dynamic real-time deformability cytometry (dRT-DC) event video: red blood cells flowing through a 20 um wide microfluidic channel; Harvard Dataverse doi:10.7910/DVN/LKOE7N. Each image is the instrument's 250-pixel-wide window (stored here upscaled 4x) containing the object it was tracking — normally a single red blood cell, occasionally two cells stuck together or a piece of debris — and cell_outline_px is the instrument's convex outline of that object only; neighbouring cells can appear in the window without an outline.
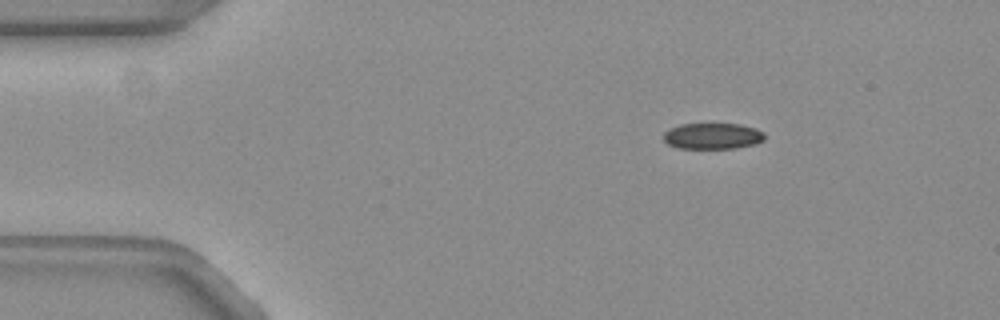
{"species": "common noctule bat (a hibernating species)", "species_latin": "Nyctalus noctula", "temperature_condition": "warm", "stored_images_in_passage": 47, "camera_frame_rate_fps": 3000, "um_per_image_px": 0.085, "animal": {"sex": "female", "body_mass_g": 19.3, "forearm_length_mm": 54.1}, "frame": {"image": 1, "passage_image": 1, "time_ms": 0.0, "image_size_px": [1000, 320], "cell_outline_px": [[764, 140], [752, 144], [732, 148], [680, 148], [668, 144], [664, 140], [664, 132], [668, 128], [680, 124], [740, 124], [756, 128], [764, 132]], "centroid_in_image_um": [60.55, 11.55], "position_along_channel_um": 24.5, "area_um2": 15.26}}
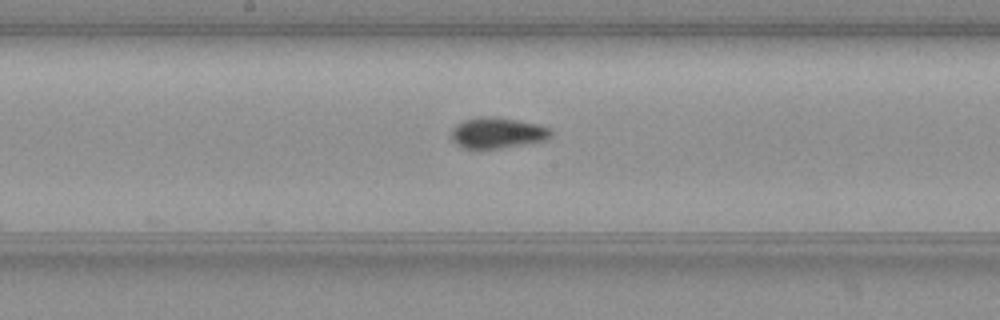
{"frame": {"image": 2, "passage_image": 21, "time_ms": 6.667, "image_size_px": [1000, 320], "cell_outline_px": [[552, 136], [544, 140], [500, 148], [464, 148], [456, 144], [452, 140], [452, 128], [456, 124], [464, 120], [476, 116], [492, 116], [516, 120], [536, 124], [548, 128], [552, 132]], "centroid_in_image_um": [42.23, 11.28], "position_along_channel_um": 206.0, "area_um2": 17.69}}
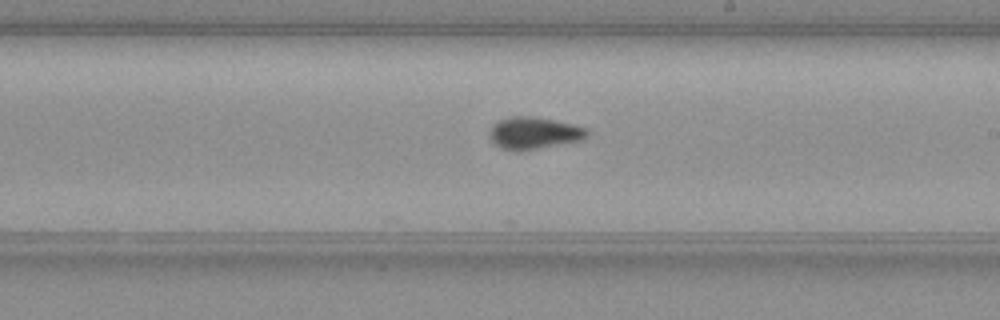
{"frame": {"image": 3, "passage_image": 24, "time_ms": 7.667, "image_size_px": [1000, 320], "cell_outline_px": [[588, 136], [580, 140], [520, 152], [516, 152], [500, 148], [492, 140], [492, 128], [500, 120], [508, 116], [528, 116], [552, 120], [588, 128]], "centroid_in_image_um": [45.4, 11.33], "position_along_channel_um": 243.6, "area_um2": 17.86}, "authors_computed_cell_mechanics": {"area_um2": 16.9354, "velocity_mm_per_s": 3.7797, "shape_relaxation_time_tau1_ms": null, "shape_relaxation_time_tau2_ms": 1.3021, "deformation_change_tau1": null, "deformation_change_tau2": 0.0527}}